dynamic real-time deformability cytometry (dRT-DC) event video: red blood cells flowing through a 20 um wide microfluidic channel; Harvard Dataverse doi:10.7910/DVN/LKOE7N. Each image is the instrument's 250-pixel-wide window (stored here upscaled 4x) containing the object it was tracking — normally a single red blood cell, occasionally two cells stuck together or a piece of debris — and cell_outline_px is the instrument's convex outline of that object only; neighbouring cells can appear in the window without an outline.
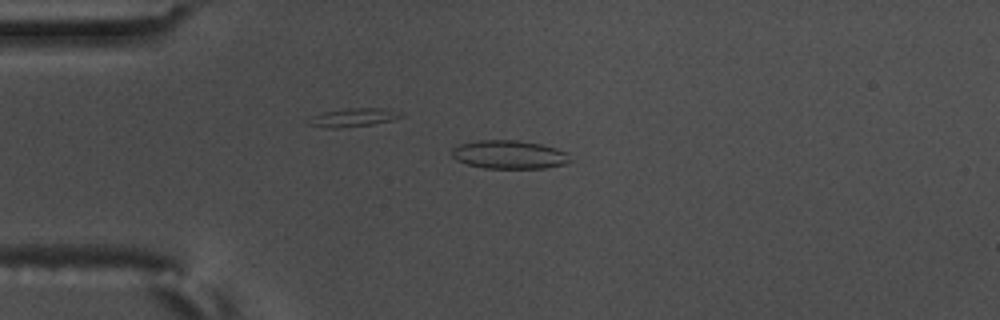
{"species": "common noctule bat (a hibernating species)", "species_latin": "Nyctalus noctula", "temperature_condition": "warm", "stored_images_in_passage": 49, "camera_frame_rate_fps": 3000, "um_per_image_px": 0.085, "animal": {"sex": "male", "body_mass_g": 17.5, "forearm_length_mm": 52.3}, "frame": {"image": 1, "passage_image": 6, "time_ms": 1.667, "image_size_px": [1000, 320], "cell_outline_px": [[572, 160], [564, 164], [544, 168], [484, 168], [468, 164], [456, 160], [452, 156], [452, 148], [460, 144], [476, 140], [516, 140], [540, 144], [556, 148], [568, 152]], "centroid_in_image_um": [43.29, 13.14], "position_along_channel_um": 41.7, "area_um2": 19.65}}
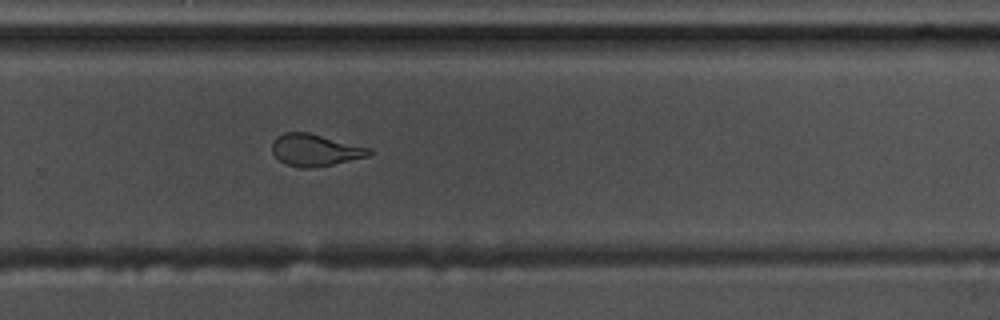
{"frame": {"image": 2, "passage_image": 30, "time_ms": 9.667, "image_size_px": [1000, 320], "cell_outline_px": [[376, 152], [368, 156], [332, 164], [312, 168], [300, 168], [284, 164], [272, 152], [272, 140], [276, 136], [284, 132], [308, 132], [372, 148]], "centroid_in_image_um": [26.79, 12.75], "position_along_channel_um": 303.0, "area_um2": 18.26}}
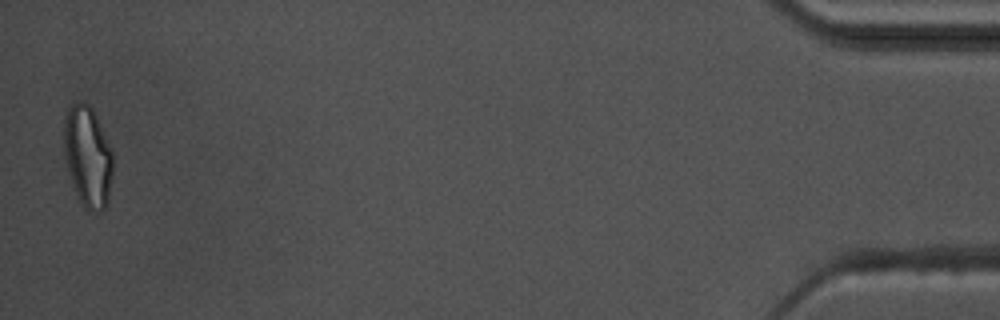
{"frame": {"image": 3, "passage_image": 48, "time_ms": 15.667, "image_size_px": [1000, 320], "cell_outline_px": [[112, 176], [108, 200], [104, 208], [100, 212], [88, 212], [84, 208], [76, 192], [64, 156], [64, 116], [68, 108], [76, 100], [80, 100], [88, 104], [92, 108], [112, 148]], "centroid_in_image_um": [7.46, 13.28], "position_along_channel_um": 427.7, "area_um2": 28.9}, "authors_computed_cell_mechanics": {"area_um2": 18.785, "velocity_mm_per_s": 3.6011, "shape_relaxation_time_tau1_ms": 9.895, "shape_relaxation_time_tau2_ms": 1.5182, "deformation_change_tau1": 0.2902, "deformation_change_tau2": 0.1028}}